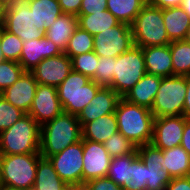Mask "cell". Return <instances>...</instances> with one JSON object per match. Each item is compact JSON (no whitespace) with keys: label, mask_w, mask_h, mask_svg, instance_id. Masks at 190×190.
I'll return each instance as SVG.
<instances>
[{"label":"cell","mask_w":190,"mask_h":190,"mask_svg":"<svg viewBox=\"0 0 190 190\" xmlns=\"http://www.w3.org/2000/svg\"><path fill=\"white\" fill-rule=\"evenodd\" d=\"M137 153L147 167L146 190H164L172 178L161 169L162 150L149 143L138 146Z\"/></svg>","instance_id":"obj_16"},{"label":"cell","mask_w":190,"mask_h":190,"mask_svg":"<svg viewBox=\"0 0 190 190\" xmlns=\"http://www.w3.org/2000/svg\"><path fill=\"white\" fill-rule=\"evenodd\" d=\"M116 132H118L117 118L115 113H111L87 122L82 127V139L104 143Z\"/></svg>","instance_id":"obj_24"},{"label":"cell","mask_w":190,"mask_h":190,"mask_svg":"<svg viewBox=\"0 0 190 190\" xmlns=\"http://www.w3.org/2000/svg\"><path fill=\"white\" fill-rule=\"evenodd\" d=\"M114 77V58L99 57L97 72L91 80L101 87H110Z\"/></svg>","instance_id":"obj_38"},{"label":"cell","mask_w":190,"mask_h":190,"mask_svg":"<svg viewBox=\"0 0 190 190\" xmlns=\"http://www.w3.org/2000/svg\"><path fill=\"white\" fill-rule=\"evenodd\" d=\"M5 58L3 56L2 50H1V46H0V62L4 61Z\"/></svg>","instance_id":"obj_52"},{"label":"cell","mask_w":190,"mask_h":190,"mask_svg":"<svg viewBox=\"0 0 190 190\" xmlns=\"http://www.w3.org/2000/svg\"><path fill=\"white\" fill-rule=\"evenodd\" d=\"M63 14L78 16L82 0H58Z\"/></svg>","instance_id":"obj_42"},{"label":"cell","mask_w":190,"mask_h":190,"mask_svg":"<svg viewBox=\"0 0 190 190\" xmlns=\"http://www.w3.org/2000/svg\"><path fill=\"white\" fill-rule=\"evenodd\" d=\"M71 71V59L62 53L43 59L31 72L38 84L58 87Z\"/></svg>","instance_id":"obj_15"},{"label":"cell","mask_w":190,"mask_h":190,"mask_svg":"<svg viewBox=\"0 0 190 190\" xmlns=\"http://www.w3.org/2000/svg\"><path fill=\"white\" fill-rule=\"evenodd\" d=\"M19 62L4 60L0 62V94L13 85L24 73Z\"/></svg>","instance_id":"obj_36"},{"label":"cell","mask_w":190,"mask_h":190,"mask_svg":"<svg viewBox=\"0 0 190 190\" xmlns=\"http://www.w3.org/2000/svg\"><path fill=\"white\" fill-rule=\"evenodd\" d=\"M162 15L169 40H184L190 26V17L181 6L162 9Z\"/></svg>","instance_id":"obj_26"},{"label":"cell","mask_w":190,"mask_h":190,"mask_svg":"<svg viewBox=\"0 0 190 190\" xmlns=\"http://www.w3.org/2000/svg\"><path fill=\"white\" fill-rule=\"evenodd\" d=\"M147 2L152 6L166 9L181 6L183 0H147Z\"/></svg>","instance_id":"obj_44"},{"label":"cell","mask_w":190,"mask_h":190,"mask_svg":"<svg viewBox=\"0 0 190 190\" xmlns=\"http://www.w3.org/2000/svg\"><path fill=\"white\" fill-rule=\"evenodd\" d=\"M82 140V126L77 116L62 112L41 125L40 155L48 158Z\"/></svg>","instance_id":"obj_1"},{"label":"cell","mask_w":190,"mask_h":190,"mask_svg":"<svg viewBox=\"0 0 190 190\" xmlns=\"http://www.w3.org/2000/svg\"><path fill=\"white\" fill-rule=\"evenodd\" d=\"M0 46L5 60L19 62L23 48V41L18 36L1 28Z\"/></svg>","instance_id":"obj_33"},{"label":"cell","mask_w":190,"mask_h":190,"mask_svg":"<svg viewBox=\"0 0 190 190\" xmlns=\"http://www.w3.org/2000/svg\"><path fill=\"white\" fill-rule=\"evenodd\" d=\"M72 70L79 72L89 79H92L97 72V65L99 63V57L94 51L79 54L71 58Z\"/></svg>","instance_id":"obj_35"},{"label":"cell","mask_w":190,"mask_h":190,"mask_svg":"<svg viewBox=\"0 0 190 190\" xmlns=\"http://www.w3.org/2000/svg\"><path fill=\"white\" fill-rule=\"evenodd\" d=\"M114 113L118 131L133 144L138 147L152 142L155 117L150 109L121 97Z\"/></svg>","instance_id":"obj_2"},{"label":"cell","mask_w":190,"mask_h":190,"mask_svg":"<svg viewBox=\"0 0 190 190\" xmlns=\"http://www.w3.org/2000/svg\"><path fill=\"white\" fill-rule=\"evenodd\" d=\"M130 27L135 46L144 48L171 43L166 32L162 9L148 2L142 7Z\"/></svg>","instance_id":"obj_4"},{"label":"cell","mask_w":190,"mask_h":190,"mask_svg":"<svg viewBox=\"0 0 190 190\" xmlns=\"http://www.w3.org/2000/svg\"><path fill=\"white\" fill-rule=\"evenodd\" d=\"M92 190H123L121 186L117 185L113 180L107 176L92 179L87 182Z\"/></svg>","instance_id":"obj_41"},{"label":"cell","mask_w":190,"mask_h":190,"mask_svg":"<svg viewBox=\"0 0 190 190\" xmlns=\"http://www.w3.org/2000/svg\"><path fill=\"white\" fill-rule=\"evenodd\" d=\"M142 52L147 74L174 76L170 45L144 47Z\"/></svg>","instance_id":"obj_20"},{"label":"cell","mask_w":190,"mask_h":190,"mask_svg":"<svg viewBox=\"0 0 190 190\" xmlns=\"http://www.w3.org/2000/svg\"><path fill=\"white\" fill-rule=\"evenodd\" d=\"M64 53L45 35L41 39L24 41L19 64L25 71H32L43 59Z\"/></svg>","instance_id":"obj_19"},{"label":"cell","mask_w":190,"mask_h":190,"mask_svg":"<svg viewBox=\"0 0 190 190\" xmlns=\"http://www.w3.org/2000/svg\"><path fill=\"white\" fill-rule=\"evenodd\" d=\"M100 88V85L87 76L72 70L57 87L63 112L78 116Z\"/></svg>","instance_id":"obj_5"},{"label":"cell","mask_w":190,"mask_h":190,"mask_svg":"<svg viewBox=\"0 0 190 190\" xmlns=\"http://www.w3.org/2000/svg\"><path fill=\"white\" fill-rule=\"evenodd\" d=\"M134 46L130 25L119 23L117 26L94 36L93 51L98 57L116 58Z\"/></svg>","instance_id":"obj_10"},{"label":"cell","mask_w":190,"mask_h":190,"mask_svg":"<svg viewBox=\"0 0 190 190\" xmlns=\"http://www.w3.org/2000/svg\"><path fill=\"white\" fill-rule=\"evenodd\" d=\"M3 28L18 36L23 42L38 40L45 35L43 31L34 26L33 13L30 11L26 0L9 2Z\"/></svg>","instance_id":"obj_9"},{"label":"cell","mask_w":190,"mask_h":190,"mask_svg":"<svg viewBox=\"0 0 190 190\" xmlns=\"http://www.w3.org/2000/svg\"><path fill=\"white\" fill-rule=\"evenodd\" d=\"M33 13L34 26L44 33L63 14L58 0H26Z\"/></svg>","instance_id":"obj_22"},{"label":"cell","mask_w":190,"mask_h":190,"mask_svg":"<svg viewBox=\"0 0 190 190\" xmlns=\"http://www.w3.org/2000/svg\"><path fill=\"white\" fill-rule=\"evenodd\" d=\"M111 159L103 143L83 139L82 183L107 176Z\"/></svg>","instance_id":"obj_12"},{"label":"cell","mask_w":190,"mask_h":190,"mask_svg":"<svg viewBox=\"0 0 190 190\" xmlns=\"http://www.w3.org/2000/svg\"><path fill=\"white\" fill-rule=\"evenodd\" d=\"M63 112L57 87L38 84L28 114L41 126Z\"/></svg>","instance_id":"obj_13"},{"label":"cell","mask_w":190,"mask_h":190,"mask_svg":"<svg viewBox=\"0 0 190 190\" xmlns=\"http://www.w3.org/2000/svg\"><path fill=\"white\" fill-rule=\"evenodd\" d=\"M164 190H190V178L188 176L172 178Z\"/></svg>","instance_id":"obj_43"},{"label":"cell","mask_w":190,"mask_h":190,"mask_svg":"<svg viewBox=\"0 0 190 190\" xmlns=\"http://www.w3.org/2000/svg\"><path fill=\"white\" fill-rule=\"evenodd\" d=\"M185 76L162 77L151 112L155 118L184 115Z\"/></svg>","instance_id":"obj_8"},{"label":"cell","mask_w":190,"mask_h":190,"mask_svg":"<svg viewBox=\"0 0 190 190\" xmlns=\"http://www.w3.org/2000/svg\"><path fill=\"white\" fill-rule=\"evenodd\" d=\"M107 10V0H82L78 15H90Z\"/></svg>","instance_id":"obj_40"},{"label":"cell","mask_w":190,"mask_h":190,"mask_svg":"<svg viewBox=\"0 0 190 190\" xmlns=\"http://www.w3.org/2000/svg\"><path fill=\"white\" fill-rule=\"evenodd\" d=\"M184 41H186L187 43H190V26H189V28L187 29V32H186Z\"/></svg>","instance_id":"obj_51"},{"label":"cell","mask_w":190,"mask_h":190,"mask_svg":"<svg viewBox=\"0 0 190 190\" xmlns=\"http://www.w3.org/2000/svg\"><path fill=\"white\" fill-rule=\"evenodd\" d=\"M187 94L184 101V116L190 118V75H186Z\"/></svg>","instance_id":"obj_46"},{"label":"cell","mask_w":190,"mask_h":190,"mask_svg":"<svg viewBox=\"0 0 190 190\" xmlns=\"http://www.w3.org/2000/svg\"><path fill=\"white\" fill-rule=\"evenodd\" d=\"M94 36L87 31L77 27L69 39L64 53L71 59L72 57L93 51Z\"/></svg>","instance_id":"obj_32"},{"label":"cell","mask_w":190,"mask_h":190,"mask_svg":"<svg viewBox=\"0 0 190 190\" xmlns=\"http://www.w3.org/2000/svg\"><path fill=\"white\" fill-rule=\"evenodd\" d=\"M69 186L58 176L48 158L38 161L35 183L32 190H68Z\"/></svg>","instance_id":"obj_27"},{"label":"cell","mask_w":190,"mask_h":190,"mask_svg":"<svg viewBox=\"0 0 190 190\" xmlns=\"http://www.w3.org/2000/svg\"><path fill=\"white\" fill-rule=\"evenodd\" d=\"M147 167L139 155L132 161V177L126 190H146Z\"/></svg>","instance_id":"obj_39"},{"label":"cell","mask_w":190,"mask_h":190,"mask_svg":"<svg viewBox=\"0 0 190 190\" xmlns=\"http://www.w3.org/2000/svg\"><path fill=\"white\" fill-rule=\"evenodd\" d=\"M58 176L68 185L82 183L83 139L48 157Z\"/></svg>","instance_id":"obj_11"},{"label":"cell","mask_w":190,"mask_h":190,"mask_svg":"<svg viewBox=\"0 0 190 190\" xmlns=\"http://www.w3.org/2000/svg\"><path fill=\"white\" fill-rule=\"evenodd\" d=\"M190 155V118H186L182 141L180 144Z\"/></svg>","instance_id":"obj_45"},{"label":"cell","mask_w":190,"mask_h":190,"mask_svg":"<svg viewBox=\"0 0 190 190\" xmlns=\"http://www.w3.org/2000/svg\"><path fill=\"white\" fill-rule=\"evenodd\" d=\"M147 0H107V10L121 23L131 25Z\"/></svg>","instance_id":"obj_30"},{"label":"cell","mask_w":190,"mask_h":190,"mask_svg":"<svg viewBox=\"0 0 190 190\" xmlns=\"http://www.w3.org/2000/svg\"><path fill=\"white\" fill-rule=\"evenodd\" d=\"M181 7L190 17V0H183Z\"/></svg>","instance_id":"obj_49"},{"label":"cell","mask_w":190,"mask_h":190,"mask_svg":"<svg viewBox=\"0 0 190 190\" xmlns=\"http://www.w3.org/2000/svg\"><path fill=\"white\" fill-rule=\"evenodd\" d=\"M120 99L121 96L110 87H101L90 103L78 114L77 119L81 126L103 115L114 113Z\"/></svg>","instance_id":"obj_17"},{"label":"cell","mask_w":190,"mask_h":190,"mask_svg":"<svg viewBox=\"0 0 190 190\" xmlns=\"http://www.w3.org/2000/svg\"><path fill=\"white\" fill-rule=\"evenodd\" d=\"M162 170L167 171L171 178L187 177L190 172V155L181 146L162 150Z\"/></svg>","instance_id":"obj_23"},{"label":"cell","mask_w":190,"mask_h":190,"mask_svg":"<svg viewBox=\"0 0 190 190\" xmlns=\"http://www.w3.org/2000/svg\"><path fill=\"white\" fill-rule=\"evenodd\" d=\"M185 122L186 117L184 115L155 118L151 143L161 150L179 146L182 141Z\"/></svg>","instance_id":"obj_14"},{"label":"cell","mask_w":190,"mask_h":190,"mask_svg":"<svg viewBox=\"0 0 190 190\" xmlns=\"http://www.w3.org/2000/svg\"><path fill=\"white\" fill-rule=\"evenodd\" d=\"M77 27V16L62 14L55 20L51 27L46 30L45 36L64 52L69 39Z\"/></svg>","instance_id":"obj_25"},{"label":"cell","mask_w":190,"mask_h":190,"mask_svg":"<svg viewBox=\"0 0 190 190\" xmlns=\"http://www.w3.org/2000/svg\"><path fill=\"white\" fill-rule=\"evenodd\" d=\"M37 81L31 71H24L20 78L1 95L13 106L28 113L35 97Z\"/></svg>","instance_id":"obj_18"},{"label":"cell","mask_w":190,"mask_h":190,"mask_svg":"<svg viewBox=\"0 0 190 190\" xmlns=\"http://www.w3.org/2000/svg\"><path fill=\"white\" fill-rule=\"evenodd\" d=\"M169 45L174 75H190V43L180 40L172 41Z\"/></svg>","instance_id":"obj_31"},{"label":"cell","mask_w":190,"mask_h":190,"mask_svg":"<svg viewBox=\"0 0 190 190\" xmlns=\"http://www.w3.org/2000/svg\"><path fill=\"white\" fill-rule=\"evenodd\" d=\"M41 126L28 113L0 133L1 155L40 153Z\"/></svg>","instance_id":"obj_3"},{"label":"cell","mask_w":190,"mask_h":190,"mask_svg":"<svg viewBox=\"0 0 190 190\" xmlns=\"http://www.w3.org/2000/svg\"><path fill=\"white\" fill-rule=\"evenodd\" d=\"M77 19L78 27L87 31L92 36L115 27L120 23L108 10L90 15H78Z\"/></svg>","instance_id":"obj_28"},{"label":"cell","mask_w":190,"mask_h":190,"mask_svg":"<svg viewBox=\"0 0 190 190\" xmlns=\"http://www.w3.org/2000/svg\"><path fill=\"white\" fill-rule=\"evenodd\" d=\"M8 5V0H0V28L4 27Z\"/></svg>","instance_id":"obj_47"},{"label":"cell","mask_w":190,"mask_h":190,"mask_svg":"<svg viewBox=\"0 0 190 190\" xmlns=\"http://www.w3.org/2000/svg\"><path fill=\"white\" fill-rule=\"evenodd\" d=\"M145 74L142 48L134 45L114 58V77L110 88L124 97Z\"/></svg>","instance_id":"obj_7"},{"label":"cell","mask_w":190,"mask_h":190,"mask_svg":"<svg viewBox=\"0 0 190 190\" xmlns=\"http://www.w3.org/2000/svg\"><path fill=\"white\" fill-rule=\"evenodd\" d=\"M68 190H92V189L87 182H83L77 185L69 186Z\"/></svg>","instance_id":"obj_48"},{"label":"cell","mask_w":190,"mask_h":190,"mask_svg":"<svg viewBox=\"0 0 190 190\" xmlns=\"http://www.w3.org/2000/svg\"><path fill=\"white\" fill-rule=\"evenodd\" d=\"M40 153L1 155L0 186L33 189Z\"/></svg>","instance_id":"obj_6"},{"label":"cell","mask_w":190,"mask_h":190,"mask_svg":"<svg viewBox=\"0 0 190 190\" xmlns=\"http://www.w3.org/2000/svg\"><path fill=\"white\" fill-rule=\"evenodd\" d=\"M0 190H32V189H22V188H13L9 186H0Z\"/></svg>","instance_id":"obj_50"},{"label":"cell","mask_w":190,"mask_h":190,"mask_svg":"<svg viewBox=\"0 0 190 190\" xmlns=\"http://www.w3.org/2000/svg\"><path fill=\"white\" fill-rule=\"evenodd\" d=\"M162 77L145 74L138 83L123 97L130 103L146 107L151 110Z\"/></svg>","instance_id":"obj_21"},{"label":"cell","mask_w":190,"mask_h":190,"mask_svg":"<svg viewBox=\"0 0 190 190\" xmlns=\"http://www.w3.org/2000/svg\"><path fill=\"white\" fill-rule=\"evenodd\" d=\"M103 145L112 158L132 154L137 150V146L119 131L105 140Z\"/></svg>","instance_id":"obj_34"},{"label":"cell","mask_w":190,"mask_h":190,"mask_svg":"<svg viewBox=\"0 0 190 190\" xmlns=\"http://www.w3.org/2000/svg\"><path fill=\"white\" fill-rule=\"evenodd\" d=\"M138 156L137 150L132 154L111 159L107 177L126 190L132 177V161Z\"/></svg>","instance_id":"obj_29"},{"label":"cell","mask_w":190,"mask_h":190,"mask_svg":"<svg viewBox=\"0 0 190 190\" xmlns=\"http://www.w3.org/2000/svg\"><path fill=\"white\" fill-rule=\"evenodd\" d=\"M25 114L24 111L13 106L0 94V133L11 127Z\"/></svg>","instance_id":"obj_37"}]
</instances>
